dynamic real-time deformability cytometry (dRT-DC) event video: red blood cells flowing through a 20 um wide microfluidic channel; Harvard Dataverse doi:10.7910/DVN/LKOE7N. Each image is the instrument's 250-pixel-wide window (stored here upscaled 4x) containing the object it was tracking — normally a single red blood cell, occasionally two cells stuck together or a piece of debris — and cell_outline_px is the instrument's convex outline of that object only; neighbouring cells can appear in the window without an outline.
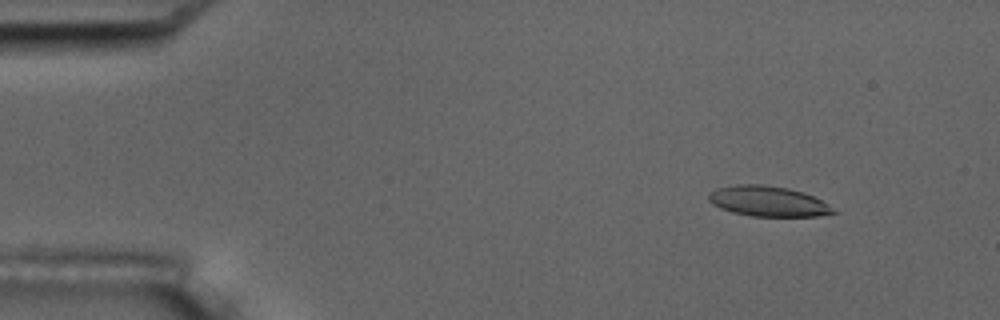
{"species": "common noctule bat (a hibernating species)", "species_latin": "Nyctalus noctula", "temperature_condition": "room temperature", "stored_images_in_passage": 7, "camera_frame_rate_fps": 3000, "um_per_image_px": 0.085, "animal": {"sex": "male", "body_mass_g": 17.5, "forearm_length_mm": 52.3}, "frame": {"image": 1, "passage_image": 1, "time_ms": 0.0, "image_size_px": [1000, 320], "cell_outline_px": [[836, 212], [816, 216], [752, 216], [732, 212], [720, 208], [712, 204], [708, 200], [708, 196], [716, 188], [740, 184], [764, 184], [788, 188], [804, 192], [828, 204]], "centroid_in_image_um": [65.25, 17.1], "position_along_channel_um": 19.7, "area_um2": 21.85}}
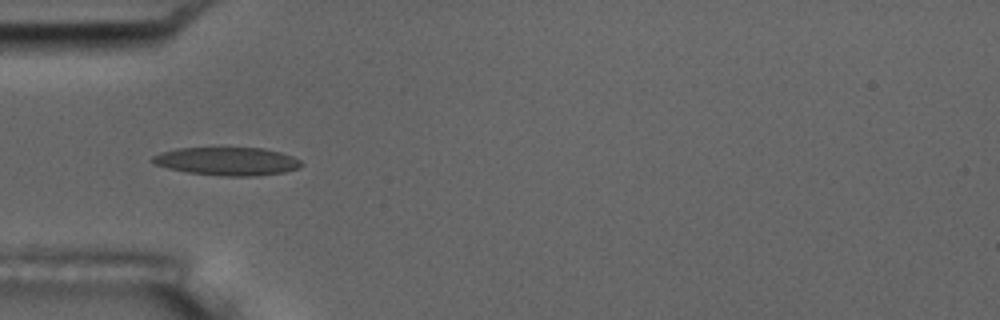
{"frame": {"image": 2, "passage_image": 4, "time_ms": 3.667, "image_size_px": [1000, 320], "cell_outline_px": [[304, 164], [300, 168], [284, 172], [256, 176], [220, 176], [188, 172], [168, 168], [152, 164], [148, 160], [152, 156], [160, 152], [176, 148], [264, 148], [280, 152], [292, 156], [300, 160]], "centroid_in_image_um": [19.28, 13.71], "position_along_channel_um": 65.7, "area_um2": 24.68}}
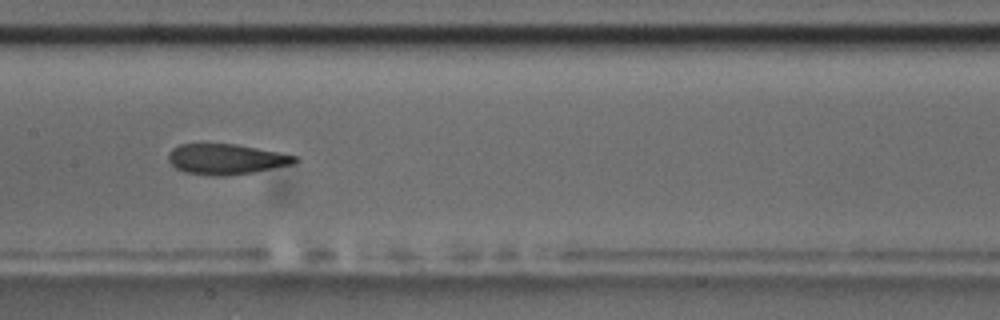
{"frame": {"image": 3, "passage_image": 7, "time_ms": 7.0, "image_size_px": [1000, 320], "cell_outline_px": [[300, 160], [292, 164], [252, 172], [224, 176], [212, 176], [184, 172], [176, 168], [168, 160], [168, 152], [172, 148], [180, 144], [236, 144], [280, 152], [300, 156]], "centroid_in_image_um": [19.23, 13.52], "position_along_channel_um": 188.2, "area_um2": 22.54}}